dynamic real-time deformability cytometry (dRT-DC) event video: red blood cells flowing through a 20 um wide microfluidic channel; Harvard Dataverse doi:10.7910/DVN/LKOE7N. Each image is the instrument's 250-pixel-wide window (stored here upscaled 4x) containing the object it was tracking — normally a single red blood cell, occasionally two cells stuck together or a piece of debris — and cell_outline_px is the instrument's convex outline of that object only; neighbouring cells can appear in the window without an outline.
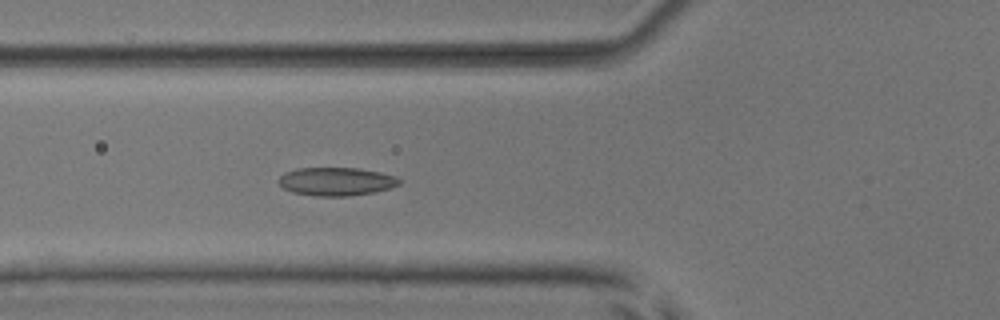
{"species": "common noctule bat (a hibernating species)", "species_latin": "Nyctalus noctula", "temperature_condition": "room temperature", "stored_images_in_passage": 6, "camera_frame_rate_fps": 3000, "um_per_image_px": 0.085, "animal": {"sex": "male", "body_mass_g": 17.9, "forearm_length_mm": 54.2}, "frame": {"image": 1, "passage_image": 6, "time_ms": 5.667, "image_size_px": [1000, 320], "cell_outline_px": [[400, 184], [388, 188], [372, 192], [348, 196], [316, 196], [292, 192], [284, 188], [276, 180], [284, 172], [296, 168], [360, 168], [380, 172], [396, 176], [400, 180]], "centroid_in_image_um": [28.54, 15.42], "position_along_channel_um": 97.3, "area_um2": 19.88}}